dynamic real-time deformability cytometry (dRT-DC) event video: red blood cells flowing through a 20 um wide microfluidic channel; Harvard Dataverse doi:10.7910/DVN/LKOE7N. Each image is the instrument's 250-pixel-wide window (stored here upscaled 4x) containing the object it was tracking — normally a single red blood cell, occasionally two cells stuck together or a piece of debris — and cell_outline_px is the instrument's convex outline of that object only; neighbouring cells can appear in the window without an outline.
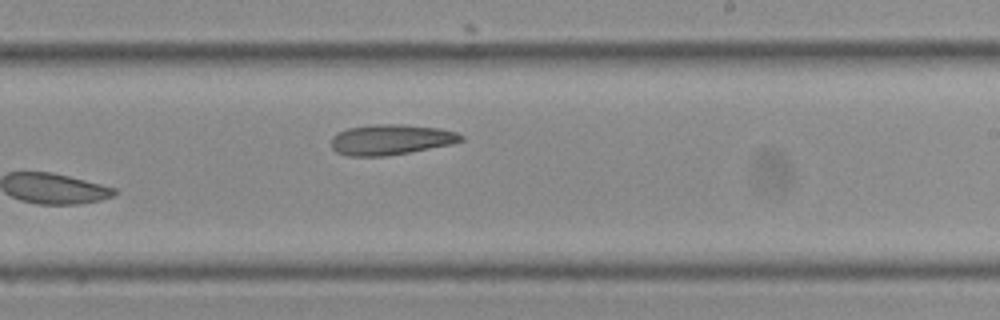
{"species": "Egyptian fruit bat (a non-hibernating species)", "species_latin": "Rousettus aegyptiacus", "temperature_condition": "cold", "stored_images_in_passage": 17, "camera_frame_rate_fps": 3000, "um_per_image_px": 0.085, "frame": {"image": 1, "passage_image": 17, "time_ms": 5.333, "image_size_px": [1000, 320], "cell_outline_px": [[464, 140], [452, 144], [408, 152], [384, 156], [348, 156], [336, 152], [332, 148], [332, 136], [348, 128], [372, 124], [404, 124], [440, 128], [456, 132], [464, 136]], "centroid_in_image_um": [33.24, 11.86], "position_along_channel_um": 255.8, "area_um2": 23.0}}